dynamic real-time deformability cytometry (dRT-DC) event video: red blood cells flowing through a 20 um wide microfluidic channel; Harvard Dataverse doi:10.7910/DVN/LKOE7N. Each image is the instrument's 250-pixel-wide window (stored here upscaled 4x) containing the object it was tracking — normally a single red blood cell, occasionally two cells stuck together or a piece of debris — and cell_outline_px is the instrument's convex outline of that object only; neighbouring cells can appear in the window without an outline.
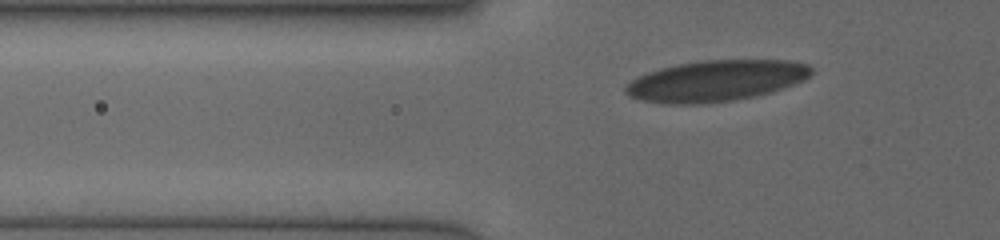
{"species": "human", "species_latin": "Homo sapiens", "temperature_condition": "cold", "stored_images_in_passage": 35, "camera_frame_rate_fps": 3000, "um_per_image_px": 0.085, "donor": {"sex": "female"}, "frame": {"image": 1, "passage_image": 5, "time_ms": 1.333, "image_size_px": [1000, 240], "cell_outline_px": [[812, 72], [804, 80], [772, 92], [732, 100], [700, 104], [664, 104], [644, 100], [628, 96], [624, 92], [624, 88], [632, 80], [648, 72], [660, 68], [676, 64], [704, 60], [788, 60], [808, 64], [812, 68]], "centroid_in_image_um": [60.85, 6.86], "position_along_channel_um": 65.0, "area_um2": 44.27}}
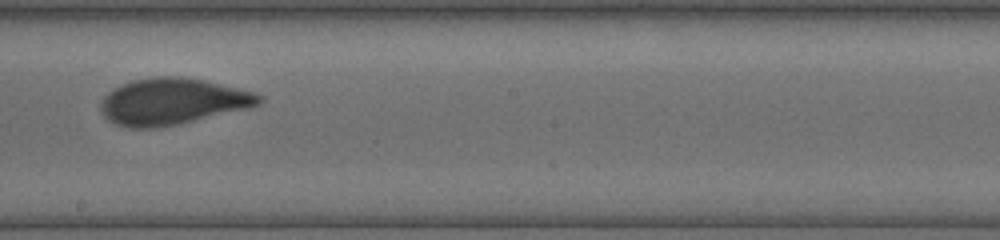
{"frame": {"image": 2, "passage_image": 19, "time_ms": 5.667, "image_size_px": [1000, 240], "cell_outline_px": [[264, 100], [260, 104], [252, 108], [176, 124], [156, 128], [128, 128], [116, 124], [108, 120], [100, 112], [100, 100], [108, 92], [132, 80], [156, 76], [180, 76], [200, 80], [256, 92], [264, 96]], "centroid_in_image_um": [14.67, 8.63], "position_along_channel_um": 233.5, "area_um2": 42.89}}
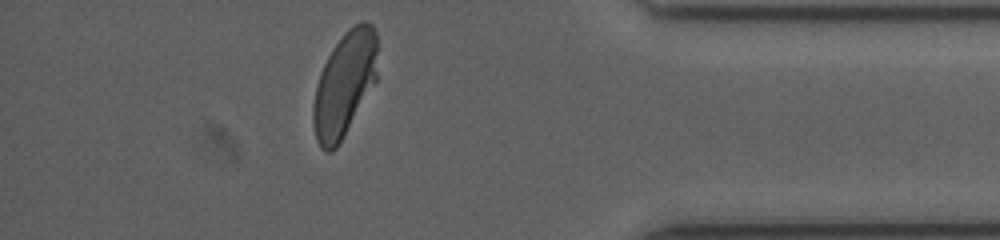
{"frame": {"image": 3, "passage_image": 32, "time_ms": 10.333, "image_size_px": [1000, 240], "cell_outline_px": [[376, 80], [336, 148], [332, 152], [324, 152], [320, 148], [316, 140], [312, 124], [312, 104], [316, 84], [320, 72], [332, 48], [344, 32], [348, 28], [364, 20], [372, 24], [376, 32]], "centroid_in_image_um": [29.23, 7.16], "position_along_channel_um": 406.0, "area_um2": 39.02}}